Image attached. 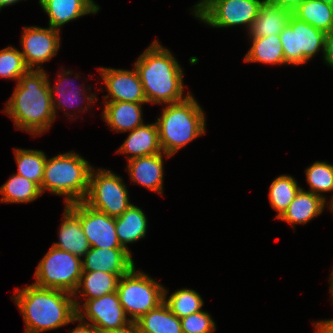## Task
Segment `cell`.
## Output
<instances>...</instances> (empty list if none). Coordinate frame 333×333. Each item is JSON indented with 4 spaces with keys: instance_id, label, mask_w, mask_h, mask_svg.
<instances>
[{
    "instance_id": "obj_1",
    "label": "cell",
    "mask_w": 333,
    "mask_h": 333,
    "mask_svg": "<svg viewBox=\"0 0 333 333\" xmlns=\"http://www.w3.org/2000/svg\"><path fill=\"white\" fill-rule=\"evenodd\" d=\"M50 84L43 69L29 70L19 78L4 111L17 129L41 135L50 128L56 118Z\"/></svg>"
},
{
    "instance_id": "obj_2",
    "label": "cell",
    "mask_w": 333,
    "mask_h": 333,
    "mask_svg": "<svg viewBox=\"0 0 333 333\" xmlns=\"http://www.w3.org/2000/svg\"><path fill=\"white\" fill-rule=\"evenodd\" d=\"M16 290L12 299L22 313L25 333H41L77 321L80 302L72 294L35 284Z\"/></svg>"
},
{
    "instance_id": "obj_3",
    "label": "cell",
    "mask_w": 333,
    "mask_h": 333,
    "mask_svg": "<svg viewBox=\"0 0 333 333\" xmlns=\"http://www.w3.org/2000/svg\"><path fill=\"white\" fill-rule=\"evenodd\" d=\"M143 85L147 103L172 104L185 100L183 71L172 53L158 40L134 63Z\"/></svg>"
},
{
    "instance_id": "obj_4",
    "label": "cell",
    "mask_w": 333,
    "mask_h": 333,
    "mask_svg": "<svg viewBox=\"0 0 333 333\" xmlns=\"http://www.w3.org/2000/svg\"><path fill=\"white\" fill-rule=\"evenodd\" d=\"M164 153L174 155L189 142L205 133V115L190 94L185 100L167 104L156 122Z\"/></svg>"
},
{
    "instance_id": "obj_5",
    "label": "cell",
    "mask_w": 333,
    "mask_h": 333,
    "mask_svg": "<svg viewBox=\"0 0 333 333\" xmlns=\"http://www.w3.org/2000/svg\"><path fill=\"white\" fill-rule=\"evenodd\" d=\"M91 165L74 152L47 158L41 193L49 190L56 195L65 196L66 205L82 202L89 188Z\"/></svg>"
},
{
    "instance_id": "obj_6",
    "label": "cell",
    "mask_w": 333,
    "mask_h": 333,
    "mask_svg": "<svg viewBox=\"0 0 333 333\" xmlns=\"http://www.w3.org/2000/svg\"><path fill=\"white\" fill-rule=\"evenodd\" d=\"M116 292L125 314L130 315L131 322L164 301V287L144 272L136 271L135 267L120 277Z\"/></svg>"
},
{
    "instance_id": "obj_7",
    "label": "cell",
    "mask_w": 333,
    "mask_h": 333,
    "mask_svg": "<svg viewBox=\"0 0 333 333\" xmlns=\"http://www.w3.org/2000/svg\"><path fill=\"white\" fill-rule=\"evenodd\" d=\"M82 275V260L70 252L52 246L35 271L36 286L74 294Z\"/></svg>"
},
{
    "instance_id": "obj_8",
    "label": "cell",
    "mask_w": 333,
    "mask_h": 333,
    "mask_svg": "<svg viewBox=\"0 0 333 333\" xmlns=\"http://www.w3.org/2000/svg\"><path fill=\"white\" fill-rule=\"evenodd\" d=\"M94 210L110 217L121 216L130 206L129 195L122 178L110 170L91 169L89 188L83 201Z\"/></svg>"
},
{
    "instance_id": "obj_9",
    "label": "cell",
    "mask_w": 333,
    "mask_h": 333,
    "mask_svg": "<svg viewBox=\"0 0 333 333\" xmlns=\"http://www.w3.org/2000/svg\"><path fill=\"white\" fill-rule=\"evenodd\" d=\"M265 0H201L194 15L210 27L246 25L250 31Z\"/></svg>"
},
{
    "instance_id": "obj_10",
    "label": "cell",
    "mask_w": 333,
    "mask_h": 333,
    "mask_svg": "<svg viewBox=\"0 0 333 333\" xmlns=\"http://www.w3.org/2000/svg\"><path fill=\"white\" fill-rule=\"evenodd\" d=\"M279 36L285 56V64H305L320 49L325 53L326 33L298 20L293 15L289 18L288 24Z\"/></svg>"
},
{
    "instance_id": "obj_11",
    "label": "cell",
    "mask_w": 333,
    "mask_h": 333,
    "mask_svg": "<svg viewBox=\"0 0 333 333\" xmlns=\"http://www.w3.org/2000/svg\"><path fill=\"white\" fill-rule=\"evenodd\" d=\"M82 306L84 308L83 313L82 308L77 309V321L91 324L101 333L123 328L131 322L126 317L117 292L86 300ZM85 318L89 322H86Z\"/></svg>"
},
{
    "instance_id": "obj_12",
    "label": "cell",
    "mask_w": 333,
    "mask_h": 333,
    "mask_svg": "<svg viewBox=\"0 0 333 333\" xmlns=\"http://www.w3.org/2000/svg\"><path fill=\"white\" fill-rule=\"evenodd\" d=\"M21 45L26 66L33 70H41V65L56 55L60 47V30L48 27L37 26L24 27L21 38Z\"/></svg>"
},
{
    "instance_id": "obj_13",
    "label": "cell",
    "mask_w": 333,
    "mask_h": 333,
    "mask_svg": "<svg viewBox=\"0 0 333 333\" xmlns=\"http://www.w3.org/2000/svg\"><path fill=\"white\" fill-rule=\"evenodd\" d=\"M79 220L90 247L123 248L115 229V218L79 202Z\"/></svg>"
},
{
    "instance_id": "obj_14",
    "label": "cell",
    "mask_w": 333,
    "mask_h": 333,
    "mask_svg": "<svg viewBox=\"0 0 333 333\" xmlns=\"http://www.w3.org/2000/svg\"><path fill=\"white\" fill-rule=\"evenodd\" d=\"M98 71L111 97L105 102L147 103L144 88L135 67L132 71L100 67Z\"/></svg>"
},
{
    "instance_id": "obj_15",
    "label": "cell",
    "mask_w": 333,
    "mask_h": 333,
    "mask_svg": "<svg viewBox=\"0 0 333 333\" xmlns=\"http://www.w3.org/2000/svg\"><path fill=\"white\" fill-rule=\"evenodd\" d=\"M82 260V272L102 271L122 277L135 266L130 250L124 248L90 249Z\"/></svg>"
},
{
    "instance_id": "obj_16",
    "label": "cell",
    "mask_w": 333,
    "mask_h": 333,
    "mask_svg": "<svg viewBox=\"0 0 333 333\" xmlns=\"http://www.w3.org/2000/svg\"><path fill=\"white\" fill-rule=\"evenodd\" d=\"M64 221L59 229V242L52 246L82 257L90 249L79 220V202L65 205Z\"/></svg>"
},
{
    "instance_id": "obj_17",
    "label": "cell",
    "mask_w": 333,
    "mask_h": 333,
    "mask_svg": "<svg viewBox=\"0 0 333 333\" xmlns=\"http://www.w3.org/2000/svg\"><path fill=\"white\" fill-rule=\"evenodd\" d=\"M163 155L171 157L163 152L128 160L127 170L132 179L131 181L138 183L151 191L162 194L164 175Z\"/></svg>"
},
{
    "instance_id": "obj_18",
    "label": "cell",
    "mask_w": 333,
    "mask_h": 333,
    "mask_svg": "<svg viewBox=\"0 0 333 333\" xmlns=\"http://www.w3.org/2000/svg\"><path fill=\"white\" fill-rule=\"evenodd\" d=\"M39 4L49 16V26L58 30L65 23L96 14L100 9L93 0H39Z\"/></svg>"
},
{
    "instance_id": "obj_19",
    "label": "cell",
    "mask_w": 333,
    "mask_h": 333,
    "mask_svg": "<svg viewBox=\"0 0 333 333\" xmlns=\"http://www.w3.org/2000/svg\"><path fill=\"white\" fill-rule=\"evenodd\" d=\"M119 153H128V160L148 156L153 154L162 153L158 126L155 123L143 124L134 130L130 131L127 139L123 142L121 147L117 150Z\"/></svg>"
},
{
    "instance_id": "obj_20",
    "label": "cell",
    "mask_w": 333,
    "mask_h": 333,
    "mask_svg": "<svg viewBox=\"0 0 333 333\" xmlns=\"http://www.w3.org/2000/svg\"><path fill=\"white\" fill-rule=\"evenodd\" d=\"M141 104L132 102H105L103 118L114 131H132L143 125Z\"/></svg>"
},
{
    "instance_id": "obj_21",
    "label": "cell",
    "mask_w": 333,
    "mask_h": 333,
    "mask_svg": "<svg viewBox=\"0 0 333 333\" xmlns=\"http://www.w3.org/2000/svg\"><path fill=\"white\" fill-rule=\"evenodd\" d=\"M326 200L312 192L299 190L285 212L278 218L292 225L306 224L324 210Z\"/></svg>"
},
{
    "instance_id": "obj_22",
    "label": "cell",
    "mask_w": 333,
    "mask_h": 333,
    "mask_svg": "<svg viewBox=\"0 0 333 333\" xmlns=\"http://www.w3.org/2000/svg\"><path fill=\"white\" fill-rule=\"evenodd\" d=\"M292 11L275 7L264 1L249 31L250 37H269L280 35L289 22Z\"/></svg>"
},
{
    "instance_id": "obj_23",
    "label": "cell",
    "mask_w": 333,
    "mask_h": 333,
    "mask_svg": "<svg viewBox=\"0 0 333 333\" xmlns=\"http://www.w3.org/2000/svg\"><path fill=\"white\" fill-rule=\"evenodd\" d=\"M115 229L121 246L128 250L127 243L145 238L147 218L139 207L131 204L121 216L115 218Z\"/></svg>"
},
{
    "instance_id": "obj_24",
    "label": "cell",
    "mask_w": 333,
    "mask_h": 333,
    "mask_svg": "<svg viewBox=\"0 0 333 333\" xmlns=\"http://www.w3.org/2000/svg\"><path fill=\"white\" fill-rule=\"evenodd\" d=\"M135 322L140 333H182L181 320L164 301Z\"/></svg>"
},
{
    "instance_id": "obj_25",
    "label": "cell",
    "mask_w": 333,
    "mask_h": 333,
    "mask_svg": "<svg viewBox=\"0 0 333 333\" xmlns=\"http://www.w3.org/2000/svg\"><path fill=\"white\" fill-rule=\"evenodd\" d=\"M119 279L120 277L113 273L102 271L82 272L73 297H76V293L79 294V291H81L80 287L82 286V292L80 295L86 300H92L114 293L117 291Z\"/></svg>"
},
{
    "instance_id": "obj_26",
    "label": "cell",
    "mask_w": 333,
    "mask_h": 333,
    "mask_svg": "<svg viewBox=\"0 0 333 333\" xmlns=\"http://www.w3.org/2000/svg\"><path fill=\"white\" fill-rule=\"evenodd\" d=\"M298 20L324 31H333V6L320 0H306L292 11Z\"/></svg>"
},
{
    "instance_id": "obj_27",
    "label": "cell",
    "mask_w": 333,
    "mask_h": 333,
    "mask_svg": "<svg viewBox=\"0 0 333 333\" xmlns=\"http://www.w3.org/2000/svg\"><path fill=\"white\" fill-rule=\"evenodd\" d=\"M250 38H252V46L245 55V62H260L272 65L285 64L279 35Z\"/></svg>"
},
{
    "instance_id": "obj_28",
    "label": "cell",
    "mask_w": 333,
    "mask_h": 333,
    "mask_svg": "<svg viewBox=\"0 0 333 333\" xmlns=\"http://www.w3.org/2000/svg\"><path fill=\"white\" fill-rule=\"evenodd\" d=\"M18 166L17 175L34 182L41 190L47 156L43 151L31 149L14 150Z\"/></svg>"
},
{
    "instance_id": "obj_29",
    "label": "cell",
    "mask_w": 333,
    "mask_h": 333,
    "mask_svg": "<svg viewBox=\"0 0 333 333\" xmlns=\"http://www.w3.org/2000/svg\"><path fill=\"white\" fill-rule=\"evenodd\" d=\"M0 193V201L4 203L32 202L42 194L34 182L17 174L0 187Z\"/></svg>"
},
{
    "instance_id": "obj_30",
    "label": "cell",
    "mask_w": 333,
    "mask_h": 333,
    "mask_svg": "<svg viewBox=\"0 0 333 333\" xmlns=\"http://www.w3.org/2000/svg\"><path fill=\"white\" fill-rule=\"evenodd\" d=\"M300 189L301 187L298 186L297 181L289 175L276 177L271 183L269 200L272 208L277 211V219L285 212Z\"/></svg>"
},
{
    "instance_id": "obj_31",
    "label": "cell",
    "mask_w": 333,
    "mask_h": 333,
    "mask_svg": "<svg viewBox=\"0 0 333 333\" xmlns=\"http://www.w3.org/2000/svg\"><path fill=\"white\" fill-rule=\"evenodd\" d=\"M167 293L164 288V302L179 319L202 310L203 299L195 290L182 288L172 293L169 299Z\"/></svg>"
},
{
    "instance_id": "obj_32",
    "label": "cell",
    "mask_w": 333,
    "mask_h": 333,
    "mask_svg": "<svg viewBox=\"0 0 333 333\" xmlns=\"http://www.w3.org/2000/svg\"><path fill=\"white\" fill-rule=\"evenodd\" d=\"M306 178L310 186L309 192L327 200L320 193L333 191V165L316 161L306 168Z\"/></svg>"
},
{
    "instance_id": "obj_33",
    "label": "cell",
    "mask_w": 333,
    "mask_h": 333,
    "mask_svg": "<svg viewBox=\"0 0 333 333\" xmlns=\"http://www.w3.org/2000/svg\"><path fill=\"white\" fill-rule=\"evenodd\" d=\"M30 69L26 66L21 51L9 46L0 50V77L19 81Z\"/></svg>"
},
{
    "instance_id": "obj_34",
    "label": "cell",
    "mask_w": 333,
    "mask_h": 333,
    "mask_svg": "<svg viewBox=\"0 0 333 333\" xmlns=\"http://www.w3.org/2000/svg\"><path fill=\"white\" fill-rule=\"evenodd\" d=\"M70 74H71V71H67V72L64 71L62 75L59 74V76L57 78L59 82L57 84H55V87L51 88V85H50V92H51L52 104H53V110H54V113H55V117H56V110H55L56 108H60V109L65 108V110H66L67 107H65V106H67V105H68V108L69 107L73 108V104L76 102V100L81 98L79 96H81V95L83 96V94H84L83 92L80 94V92L84 91V89L79 91L76 88V90H77L76 91V90H74L75 87L73 89L69 88L71 85L70 86L68 85L69 89L66 88L68 90H66L64 88V82L63 81H67L68 79L66 77ZM68 81H70V80H68ZM54 91H55V93H57L56 94L57 99H54L55 98ZM56 100H58V101H56ZM55 102L58 103V104H56ZM77 107H80V106H77Z\"/></svg>"
},
{
    "instance_id": "obj_35",
    "label": "cell",
    "mask_w": 333,
    "mask_h": 333,
    "mask_svg": "<svg viewBox=\"0 0 333 333\" xmlns=\"http://www.w3.org/2000/svg\"><path fill=\"white\" fill-rule=\"evenodd\" d=\"M180 320L182 333H212L216 330L215 322L206 311L201 310Z\"/></svg>"
},
{
    "instance_id": "obj_36",
    "label": "cell",
    "mask_w": 333,
    "mask_h": 333,
    "mask_svg": "<svg viewBox=\"0 0 333 333\" xmlns=\"http://www.w3.org/2000/svg\"><path fill=\"white\" fill-rule=\"evenodd\" d=\"M324 60L333 68V31L326 34Z\"/></svg>"
},
{
    "instance_id": "obj_37",
    "label": "cell",
    "mask_w": 333,
    "mask_h": 333,
    "mask_svg": "<svg viewBox=\"0 0 333 333\" xmlns=\"http://www.w3.org/2000/svg\"><path fill=\"white\" fill-rule=\"evenodd\" d=\"M268 4L275 7L287 8L290 11L296 9L306 0H265Z\"/></svg>"
},
{
    "instance_id": "obj_38",
    "label": "cell",
    "mask_w": 333,
    "mask_h": 333,
    "mask_svg": "<svg viewBox=\"0 0 333 333\" xmlns=\"http://www.w3.org/2000/svg\"><path fill=\"white\" fill-rule=\"evenodd\" d=\"M70 333H101L97 328H95L93 325L85 323L82 321L79 325L72 330Z\"/></svg>"
},
{
    "instance_id": "obj_39",
    "label": "cell",
    "mask_w": 333,
    "mask_h": 333,
    "mask_svg": "<svg viewBox=\"0 0 333 333\" xmlns=\"http://www.w3.org/2000/svg\"><path fill=\"white\" fill-rule=\"evenodd\" d=\"M106 333H140V330L136 322H130L123 328L112 330Z\"/></svg>"
},
{
    "instance_id": "obj_40",
    "label": "cell",
    "mask_w": 333,
    "mask_h": 333,
    "mask_svg": "<svg viewBox=\"0 0 333 333\" xmlns=\"http://www.w3.org/2000/svg\"><path fill=\"white\" fill-rule=\"evenodd\" d=\"M316 325L324 332V333H333V319L322 320L316 323Z\"/></svg>"
},
{
    "instance_id": "obj_41",
    "label": "cell",
    "mask_w": 333,
    "mask_h": 333,
    "mask_svg": "<svg viewBox=\"0 0 333 333\" xmlns=\"http://www.w3.org/2000/svg\"><path fill=\"white\" fill-rule=\"evenodd\" d=\"M21 0H0V10L2 7H6L8 5H12L16 2H19Z\"/></svg>"
},
{
    "instance_id": "obj_42",
    "label": "cell",
    "mask_w": 333,
    "mask_h": 333,
    "mask_svg": "<svg viewBox=\"0 0 333 333\" xmlns=\"http://www.w3.org/2000/svg\"><path fill=\"white\" fill-rule=\"evenodd\" d=\"M330 284H331V287H330L331 291H330V293H331V296L333 297V270H332V275H331V278H330Z\"/></svg>"
},
{
    "instance_id": "obj_43",
    "label": "cell",
    "mask_w": 333,
    "mask_h": 333,
    "mask_svg": "<svg viewBox=\"0 0 333 333\" xmlns=\"http://www.w3.org/2000/svg\"><path fill=\"white\" fill-rule=\"evenodd\" d=\"M320 1L333 6V0H320Z\"/></svg>"
},
{
    "instance_id": "obj_44",
    "label": "cell",
    "mask_w": 333,
    "mask_h": 333,
    "mask_svg": "<svg viewBox=\"0 0 333 333\" xmlns=\"http://www.w3.org/2000/svg\"><path fill=\"white\" fill-rule=\"evenodd\" d=\"M315 325V329L317 330V332L316 333H324L316 324H314Z\"/></svg>"
},
{
    "instance_id": "obj_45",
    "label": "cell",
    "mask_w": 333,
    "mask_h": 333,
    "mask_svg": "<svg viewBox=\"0 0 333 333\" xmlns=\"http://www.w3.org/2000/svg\"><path fill=\"white\" fill-rule=\"evenodd\" d=\"M329 204H330V207H331L330 209H331V211L333 212V197H332V200L330 201Z\"/></svg>"
}]
</instances>
